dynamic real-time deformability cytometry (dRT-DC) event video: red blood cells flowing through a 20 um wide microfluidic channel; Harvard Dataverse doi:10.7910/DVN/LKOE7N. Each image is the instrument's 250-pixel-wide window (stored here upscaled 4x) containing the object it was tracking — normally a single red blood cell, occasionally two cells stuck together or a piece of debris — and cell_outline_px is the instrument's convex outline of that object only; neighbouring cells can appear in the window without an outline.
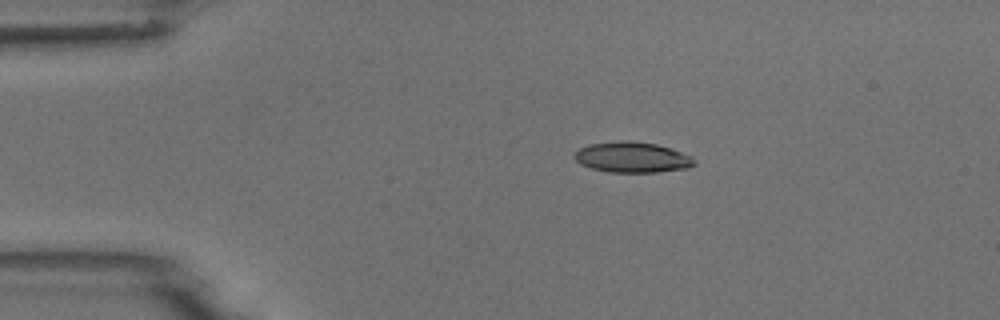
{"species": "common noctule bat (a hibernating species)", "species_latin": "Nyctalus noctula", "temperature_condition": "room temperature", "stored_images_in_passage": 2, "camera_frame_rate_fps": 3000, "um_per_image_px": 0.085, "animal": {"sex": "male", "body_mass_g": 18.8}, "frame": {"image": 1, "passage_image": 1, "time_ms": 0.0, "image_size_px": [1000, 320], "cell_outline_px": [[696, 164], [688, 168], [656, 172], [608, 172], [592, 168], [580, 164], [572, 156], [580, 148], [588, 144], [620, 140], [628, 140], [656, 144], [692, 156]], "centroid_in_image_um": [53.71, 13.36], "position_along_channel_um": 31.3, "area_um2": 21.33}}